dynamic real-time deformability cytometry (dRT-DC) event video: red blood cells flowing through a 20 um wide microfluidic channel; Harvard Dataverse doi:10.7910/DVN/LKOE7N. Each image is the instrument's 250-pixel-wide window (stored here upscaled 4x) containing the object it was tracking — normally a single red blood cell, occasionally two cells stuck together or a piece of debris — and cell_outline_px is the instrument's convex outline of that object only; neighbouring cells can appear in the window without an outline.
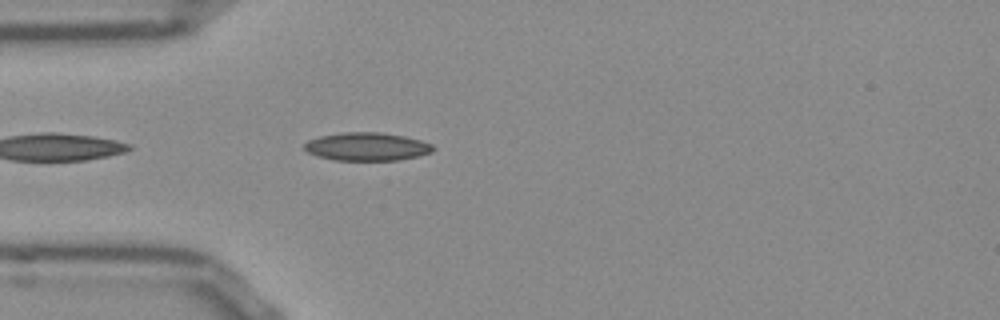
{"species": "Egyptian fruit bat (a non-hibernating species)", "species_latin": "Rousettus aegyptiacus", "temperature_condition": "room temperature", "stored_images_in_passage": 6, "camera_frame_rate_fps": 3000, "um_per_image_px": 0.085, "frame": {"image": 1, "passage_image": 2, "time_ms": 0.333, "image_size_px": [1000, 320], "cell_outline_px": [[436, 148], [432, 152], [400, 160], [336, 160], [316, 156], [308, 152], [304, 148], [304, 144], [308, 140], [320, 136], [348, 132], [380, 132], [404, 136], [420, 140], [432, 144]], "centroid_in_image_um": [31.2, 12.46], "position_along_channel_um": 53.8, "area_um2": 21.04}}